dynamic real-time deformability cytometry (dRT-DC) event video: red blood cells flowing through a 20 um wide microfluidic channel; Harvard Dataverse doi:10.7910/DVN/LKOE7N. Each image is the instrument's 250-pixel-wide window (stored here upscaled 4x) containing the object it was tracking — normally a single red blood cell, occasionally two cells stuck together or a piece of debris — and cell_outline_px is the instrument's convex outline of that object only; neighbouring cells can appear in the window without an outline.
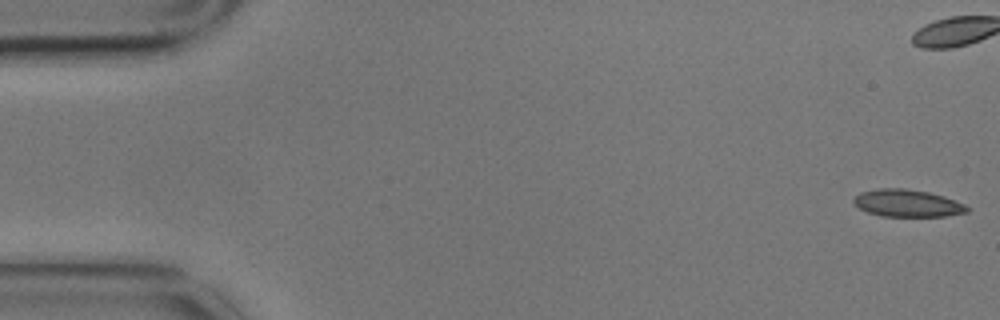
{"species": "common noctule bat (a hibernating species)", "species_latin": "Nyctalus noctula", "temperature_condition": "cold", "stored_images_in_passage": 5, "camera_frame_rate_fps": 3000, "um_per_image_px": 0.085, "animal": {"sex": "male", "body_mass_g": 17.9}, "frame": {"image": 1, "passage_image": 1, "time_ms": 0.0, "image_size_px": [1000, 320], "cell_outline_px": [[968, 212], [944, 216], [880, 216], [868, 212], [860, 208], [852, 200], [860, 192], [880, 188], [904, 188], [928, 192], [944, 196], [964, 204], [968, 208]], "centroid_in_image_um": [77.12, 17.27], "position_along_channel_um": 7.9, "area_um2": 17.86}}